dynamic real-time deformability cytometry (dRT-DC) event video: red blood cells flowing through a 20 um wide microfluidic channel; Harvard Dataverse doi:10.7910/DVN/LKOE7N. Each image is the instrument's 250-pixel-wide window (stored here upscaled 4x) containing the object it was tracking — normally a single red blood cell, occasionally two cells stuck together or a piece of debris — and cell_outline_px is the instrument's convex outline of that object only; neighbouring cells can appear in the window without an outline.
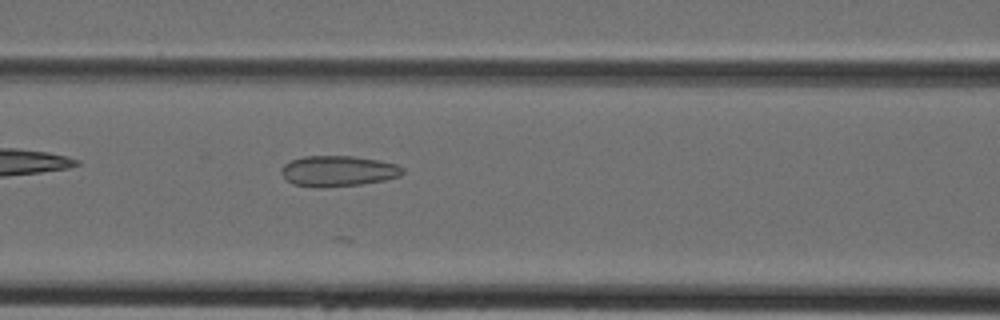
{"species": "Egyptian fruit bat (a non-hibernating species)", "species_latin": "Rousettus aegyptiacus", "temperature_condition": "cold", "stored_images_in_passage": 14, "camera_frame_rate_fps": 3000, "um_per_image_px": 0.085, "animal": {"sex": "female"}, "frame": {"image": 1, "passage_image": 5, "time_ms": 1.333, "image_size_px": [1000, 320], "cell_outline_px": [[404, 172], [400, 176], [384, 180], [360, 184], [320, 188], [292, 184], [280, 172], [280, 168], [284, 164], [292, 160], [304, 156], [352, 156], [380, 160], [396, 164], [404, 168]], "centroid_in_image_um": [28.74, 14.53], "position_along_channel_um": 137.9, "area_um2": 21.73}}
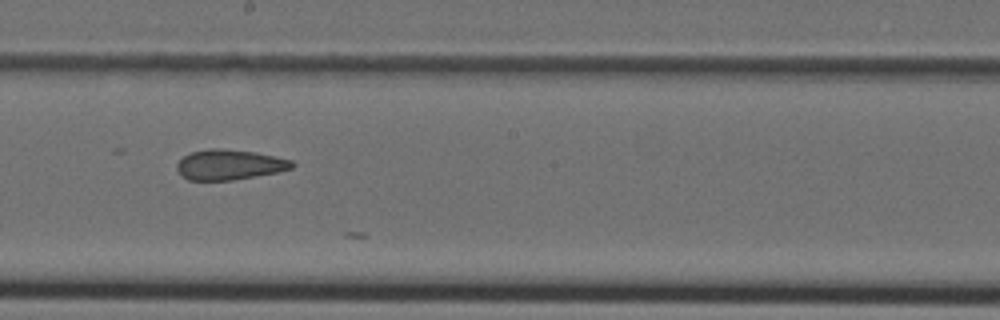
{"frame": {"image": 2, "passage_image": 11, "time_ms": 3.333, "image_size_px": [1000, 320], "cell_outline_px": [[296, 164], [292, 168], [276, 172], [256, 176], [232, 180], [188, 180], [180, 176], [176, 168], [176, 164], [184, 156], [192, 152], [208, 148], [224, 148], [256, 152], [292, 160]], "centroid_in_image_um": [19.48, 13.99], "position_along_channel_um": 228.7, "area_um2": 20.4}}